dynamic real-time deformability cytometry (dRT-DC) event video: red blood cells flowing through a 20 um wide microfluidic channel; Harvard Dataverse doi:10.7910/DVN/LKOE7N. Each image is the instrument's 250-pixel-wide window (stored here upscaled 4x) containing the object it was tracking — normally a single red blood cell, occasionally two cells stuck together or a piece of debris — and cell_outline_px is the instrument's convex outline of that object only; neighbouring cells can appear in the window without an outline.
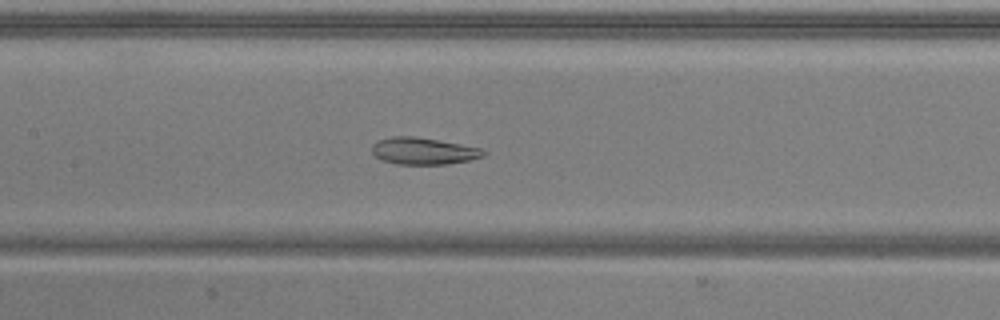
{"species": "common noctule bat (a hibernating species)", "species_latin": "Nyctalus noctula", "temperature_condition": "warm", "stored_images_in_passage": 52, "camera_frame_rate_fps": 3000, "um_per_image_px": 0.085, "animal": {"sex": "male", "body_mass_g": 20.5, "forearm_length_mm": 52.5}, "frame": {"image": 1, "passage_image": 25, "time_ms": 8.0, "image_size_px": [1000, 320], "cell_outline_px": [[488, 152], [484, 156], [468, 160], [448, 164], [396, 164], [384, 160], [376, 156], [372, 152], [372, 144], [380, 140], [392, 136], [412, 136], [460, 144], [480, 148]], "centroid_in_image_um": [36.0, 12.84], "position_along_channel_um": 171.4, "area_um2": 17.22}}
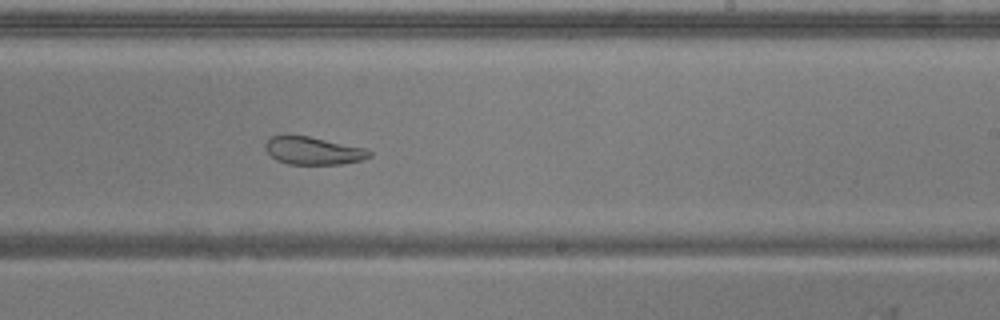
{"frame": {"image": 2, "passage_image": 32, "time_ms": 10.333, "image_size_px": [1000, 320], "cell_outline_px": [[372, 156], [360, 160], [340, 164], [288, 164], [276, 160], [264, 148], [264, 144], [272, 136], [308, 136], [364, 148], [372, 152]], "centroid_in_image_um": [26.61, 12.82], "position_along_channel_um": 262.4, "area_um2": 16.53}}
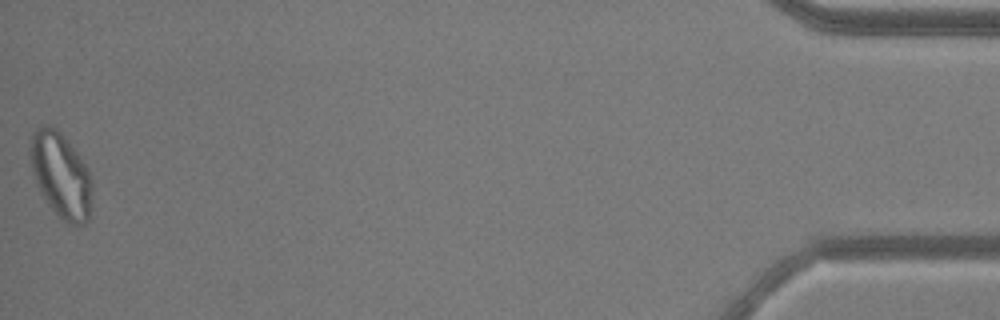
{"frame": {"image": 3, "passage_image": 52, "time_ms": 17.0, "image_size_px": [1000, 320], "cell_outline_px": [[92, 188], [88, 220], [84, 224], [72, 224], [64, 220], [48, 204], [40, 192], [32, 168], [28, 148], [32, 132], [36, 128], [44, 124], [52, 124], [60, 132], [80, 156], [88, 168], [92, 180]], "centroid_in_image_um": [5.16, 14.82], "position_along_channel_um": 430.0, "area_um2": 30.63}, "authors_computed_cell_mechanics": {"area_um2": 25.2297, "velocity_mm_per_s": 3.915, "shape_relaxation_time_tau1_ms": null, "shape_relaxation_time_tau2_ms": 2.9317, "deformation_change_tau1": null, "deformation_change_tau2": 0.0934}}